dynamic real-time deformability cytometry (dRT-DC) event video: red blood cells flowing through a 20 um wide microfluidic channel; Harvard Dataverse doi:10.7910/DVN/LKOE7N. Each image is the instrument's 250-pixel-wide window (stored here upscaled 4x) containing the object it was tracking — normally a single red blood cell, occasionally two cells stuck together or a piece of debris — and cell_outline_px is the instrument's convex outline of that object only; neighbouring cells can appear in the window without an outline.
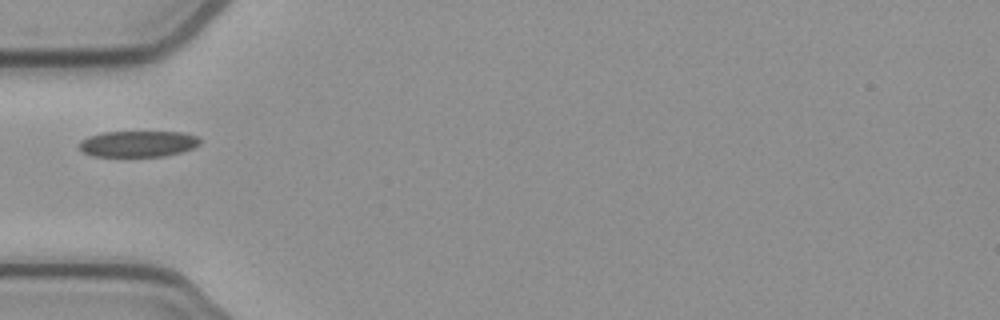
{"species": "common noctule bat (a hibernating species)", "species_latin": "Nyctalus noctula", "temperature_condition": "cold", "stored_images_in_passage": 37, "camera_frame_rate_fps": 3000, "um_per_image_px": 0.085, "animal": {"sex": "female", "body_mass_g": 21.9}, "frame": {"image": 1, "passage_image": 1, "time_ms": 0.0, "image_size_px": [1000, 320], "cell_outline_px": [[200, 144], [192, 148], [180, 152], [164, 156], [92, 156], [84, 152], [80, 148], [80, 140], [88, 136], [104, 132], [184, 132], [196, 136], [200, 140]], "centroid_in_image_um": [11.73, 12.22], "position_along_channel_um": 73.3, "area_um2": 18.26}}
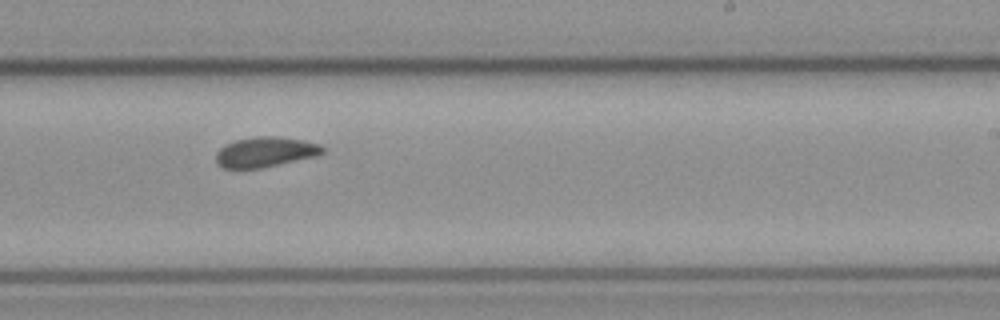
{"frame": {"image": 2, "passage_image": 16, "time_ms": 5.0, "image_size_px": [1000, 320], "cell_outline_px": [[328, 148], [324, 152], [316, 156], [260, 168], [224, 168], [216, 164], [216, 152], [220, 148], [236, 140], [260, 136], [272, 136], [304, 140], [320, 144]], "centroid_in_image_um": [22.58, 12.92], "position_along_channel_um": 266.4, "area_um2": 18.61}}
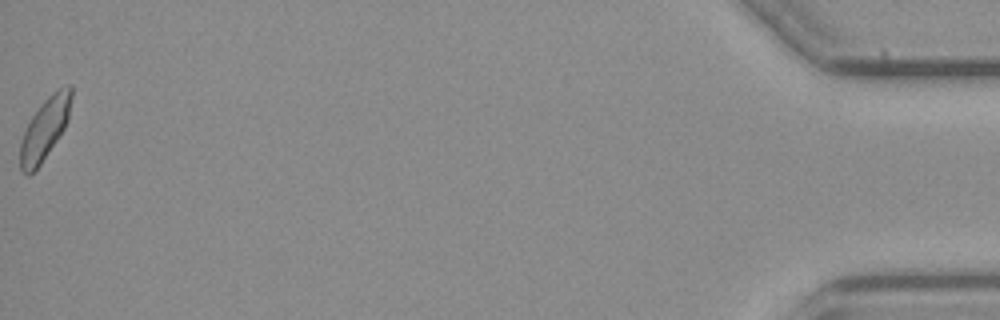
{"frame": {"image": 3, "passage_image": 37, "time_ms": 12.0, "image_size_px": [1000, 320], "cell_outline_px": [[72, 96], [68, 120], [64, 128], [40, 164], [28, 176], [20, 168], [20, 144], [24, 132], [32, 116], [40, 104], [52, 92], [68, 84], [72, 84]], "centroid_in_image_um": [3.82, 10.9], "position_along_channel_um": 431.4, "area_um2": 18.09}}